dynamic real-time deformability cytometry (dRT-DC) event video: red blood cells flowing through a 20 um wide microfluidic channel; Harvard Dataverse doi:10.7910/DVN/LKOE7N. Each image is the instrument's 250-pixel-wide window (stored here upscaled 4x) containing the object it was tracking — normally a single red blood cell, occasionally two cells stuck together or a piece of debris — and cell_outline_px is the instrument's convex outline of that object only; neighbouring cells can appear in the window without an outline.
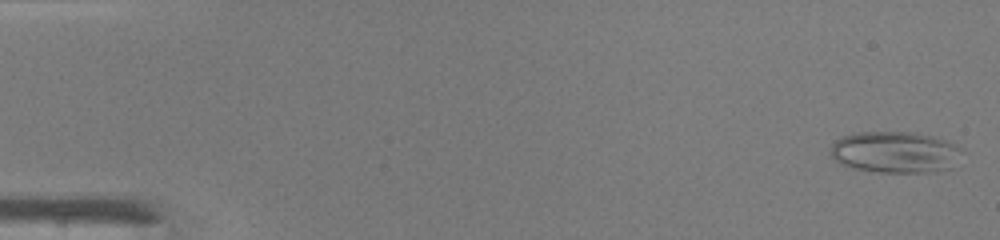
{"species": "common noctule bat (a hibernating species)", "species_latin": "Nyctalus noctula", "temperature_condition": "warm", "stored_images_in_passage": 47, "camera_frame_rate_fps": 3000, "um_per_image_px": 0.085, "animal": {"sex": "male", "body_mass_g": 19.0, "forearm_length_mm": 50.8}, "frame": {"image": 1, "passage_image": 1, "time_ms": 0.0, "image_size_px": [1000, 240], "cell_outline_px": [[964, 152], [948, 168], [928, 172], [880, 172], [856, 168], [840, 164], [832, 156], [832, 144], [836, 140], [844, 136], [856, 132], [912, 132], [932, 136], [944, 140], [960, 148]], "centroid_in_image_um": [76.07, 12.92], "position_along_channel_um": 8.9, "area_um2": 31.21}}
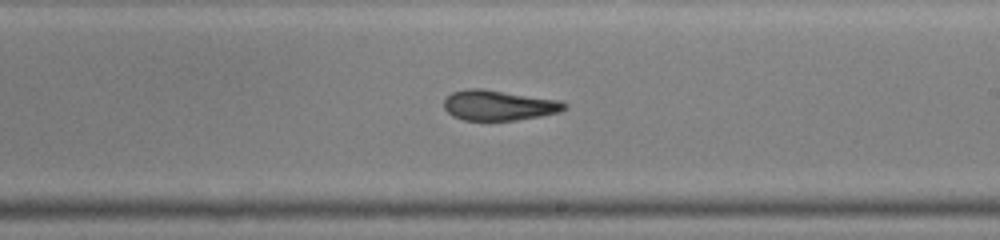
{"frame": {"image": 2, "passage_image": 28, "time_ms": 9.0, "image_size_px": [1000, 240], "cell_outline_px": [[568, 108], [560, 112], [540, 116], [516, 120], [464, 120], [452, 116], [444, 108], [444, 100], [452, 92], [468, 88], [480, 88], [560, 100], [568, 104]], "centroid_in_image_um": [42.41, 8.95], "position_along_channel_um": 246.6, "area_um2": 21.27}}
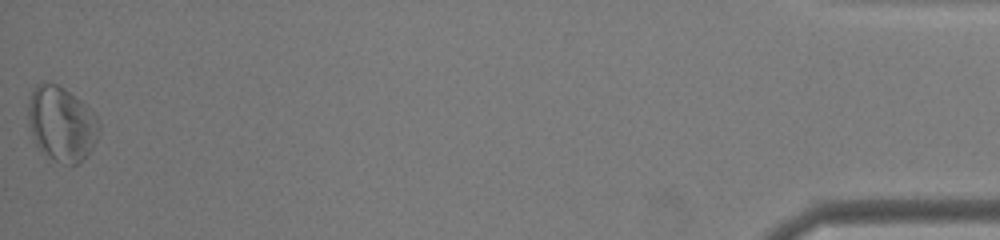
{"frame": {"image": 3, "passage_image": 47, "time_ms": 15.333, "image_size_px": [1000, 240], "cell_outline_px": [[100, 132], [88, 156], [80, 164], [60, 164], [48, 156], [36, 144], [28, 120], [28, 104], [32, 92], [36, 84], [44, 80], [56, 84], [64, 88], [80, 100], [96, 116], [100, 124]], "centroid_in_image_um": [5.25, 10.53], "position_along_channel_um": 430.0, "area_um2": 30.92}, "authors_computed_cell_mechanics": {"area_um2": 23.3512, "velocity_mm_per_s": 4.3144, "shape_relaxation_time_tau1_ms": 6.606, "shape_relaxation_time_tau2_ms": 3.6703, "deformation_change_tau1": 0.2237, "deformation_change_tau2": 0.1396}}